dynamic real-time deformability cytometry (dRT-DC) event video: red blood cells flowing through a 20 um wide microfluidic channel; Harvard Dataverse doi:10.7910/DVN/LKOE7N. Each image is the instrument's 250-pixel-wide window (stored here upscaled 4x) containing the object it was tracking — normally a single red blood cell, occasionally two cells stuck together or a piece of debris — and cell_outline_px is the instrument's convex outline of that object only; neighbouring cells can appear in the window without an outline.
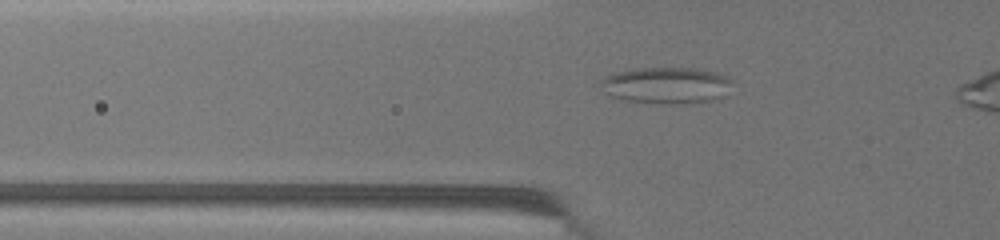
{"species": "common noctule bat (a hibernating species)", "species_latin": "Nyctalus noctula", "temperature_condition": "warm", "stored_images_in_passage": 46, "camera_frame_rate_fps": 3000, "um_per_image_px": 0.085, "animal": {"sex": "female", "body_mass_g": 19.5, "forearm_length_mm": 54.1}, "frame": {"image": 1, "passage_image": 12, "time_ms": 4.0, "image_size_px": [1000, 240], "cell_outline_px": [[732, 80], [724, 96], [712, 100], [688, 104], [656, 104], [624, 100], [612, 96], [604, 92], [600, 84], [600, 80], [604, 76], [616, 72], [636, 68], [700, 68], [716, 72], [728, 76]], "centroid_in_image_um": [56.63, 7.26], "position_along_channel_um": 69.2, "area_um2": 28.38}}
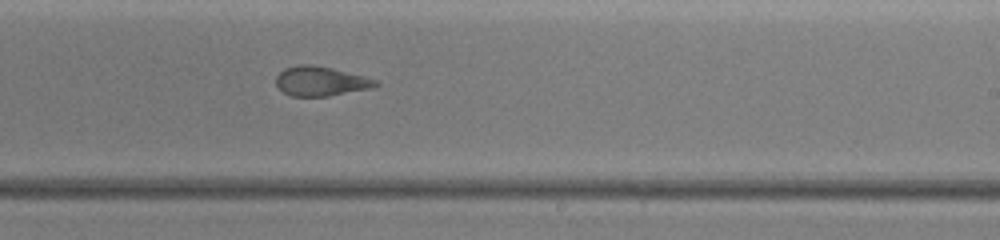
{"frame": {"image": 2, "passage_image": 29, "time_ms": 9.333, "image_size_px": [1000, 240], "cell_outline_px": [[380, 84], [368, 88], [328, 96], [292, 96], [284, 92], [276, 84], [276, 76], [284, 68], [300, 64], [312, 64], [332, 68], [364, 76], [376, 80]], "centroid_in_image_um": [27.22, 6.89], "position_along_channel_um": 261.8, "area_um2": 16.88}}
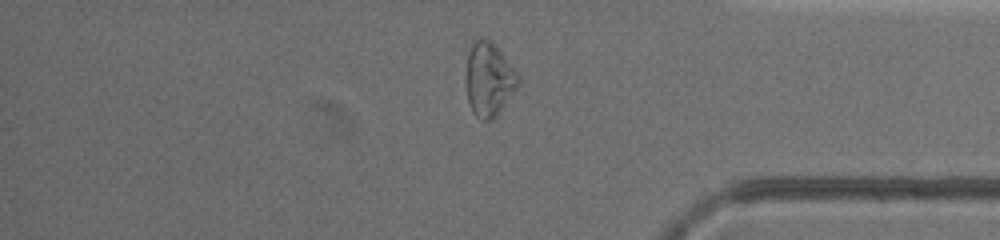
{"frame": {"image": 3, "passage_image": 41, "time_ms": 13.333, "image_size_px": [1000, 240], "cell_outline_px": [[520, 80], [516, 88], [496, 116], [488, 120], [484, 120], [476, 116], [472, 112], [468, 100], [468, 52], [472, 44], [480, 36], [492, 40], [516, 72]], "centroid_in_image_um": [41.57, 6.71], "position_along_channel_um": 393.6, "area_um2": 21.73}, "authors_computed_cell_mechanics": {"area_um2": 21.2704, "velocity_mm_per_s": 3.6442, "shape_relaxation_time_tau1_ms": null, "shape_relaxation_time_tau2_ms": 1.6097, "deformation_change_tau1": null, "deformation_change_tau2": 0.0899}}